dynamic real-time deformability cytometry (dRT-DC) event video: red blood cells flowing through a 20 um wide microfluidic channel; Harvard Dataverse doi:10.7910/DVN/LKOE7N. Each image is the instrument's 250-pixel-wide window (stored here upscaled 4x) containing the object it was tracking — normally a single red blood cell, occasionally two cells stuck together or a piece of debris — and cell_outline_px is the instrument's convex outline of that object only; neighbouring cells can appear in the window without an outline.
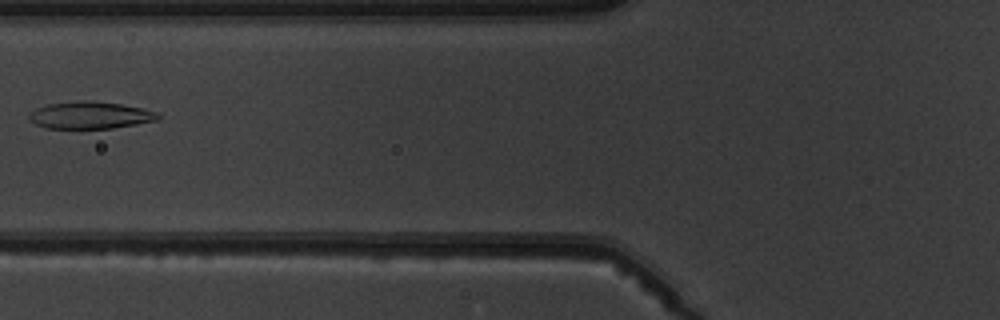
{"species": "common noctule bat (a hibernating species)", "species_latin": "Nyctalus noctula", "temperature_condition": "warm", "stored_images_in_passage": 7, "camera_frame_rate_fps": 3000, "um_per_image_px": 0.085, "animal": {"sex": "male", "body_mass_g": 19.5, "forearm_length_mm": 54.6}, "frame": {"image": 1, "passage_image": 7, "time_ms": 7.0, "image_size_px": [1000, 320], "cell_outline_px": [[160, 120], [112, 128], [44, 128], [28, 120], [28, 112], [36, 108], [48, 104], [76, 100], [92, 100], [120, 104], [160, 112]], "centroid_in_image_um": [7.64, 9.78], "position_along_channel_um": 118.2, "area_um2": 20.63}}